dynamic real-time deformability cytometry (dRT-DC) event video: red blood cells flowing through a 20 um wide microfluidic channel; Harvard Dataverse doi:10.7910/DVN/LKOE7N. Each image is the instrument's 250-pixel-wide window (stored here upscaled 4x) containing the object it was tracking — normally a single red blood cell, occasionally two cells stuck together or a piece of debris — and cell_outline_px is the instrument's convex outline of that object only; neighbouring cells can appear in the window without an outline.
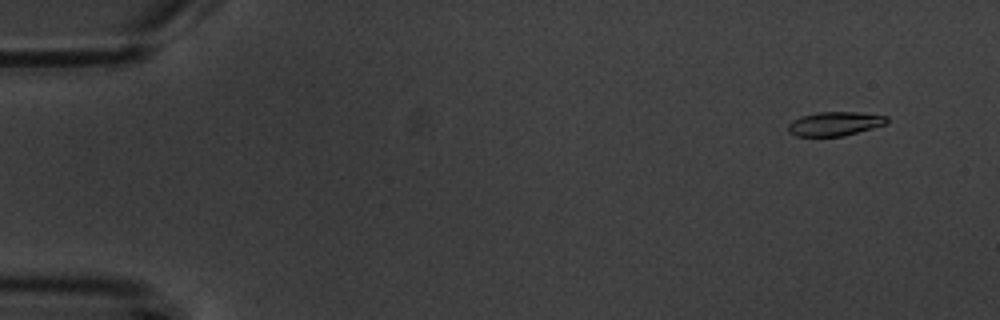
{"species": "common noctule bat (a hibernating species)", "species_latin": "Nyctalus noctula", "temperature_condition": "warm", "stored_images_in_passage": 5, "camera_frame_rate_fps": 3000, "um_per_image_px": 0.085, "animal": {"sex": "male", "body_mass_g": 20.1, "forearm_length_mm": 53.5}, "frame": {"image": 1, "passage_image": 2, "time_ms": 1.0, "image_size_px": [1000, 320], "cell_outline_px": [[888, 120], [884, 124], [872, 128], [844, 136], [796, 136], [788, 132], [788, 124], [792, 120], [800, 116], [816, 112], [860, 112], [888, 116]], "centroid_in_image_um": [70.93, 10.51], "position_along_channel_um": 14.1, "area_um2": 13.87}}
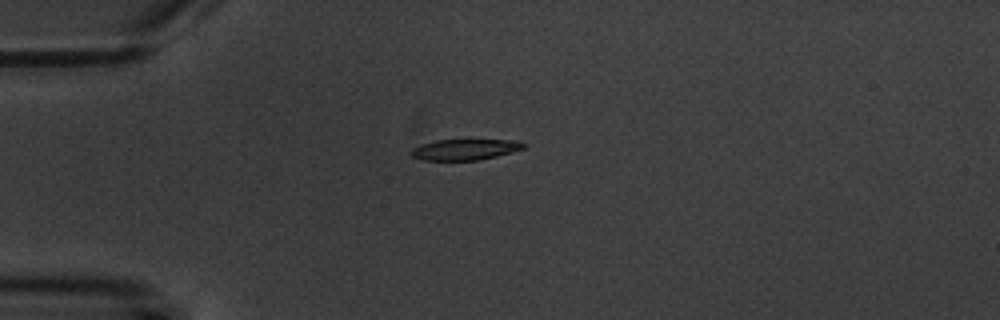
{"frame": {"image": 2, "passage_image": 5, "time_ms": 4.667, "image_size_px": [1000, 320], "cell_outline_px": [[524, 148], [496, 156], [480, 160], [424, 160], [412, 156], [408, 152], [412, 148], [420, 144], [436, 140], [512, 140], [524, 144]], "centroid_in_image_um": [39.43, 12.71], "position_along_channel_um": 45.6, "area_um2": 13.53}}